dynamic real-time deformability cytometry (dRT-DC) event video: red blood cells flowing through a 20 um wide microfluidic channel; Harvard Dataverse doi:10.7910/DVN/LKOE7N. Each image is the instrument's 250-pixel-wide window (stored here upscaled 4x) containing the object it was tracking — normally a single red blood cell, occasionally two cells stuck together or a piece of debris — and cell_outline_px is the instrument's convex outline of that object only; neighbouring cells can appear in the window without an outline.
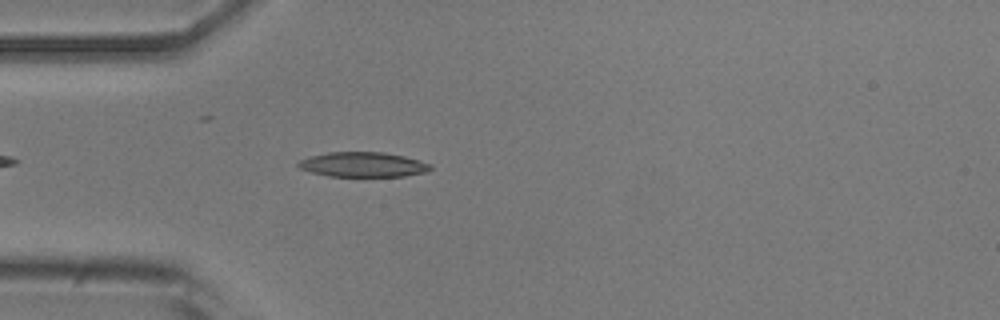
{"species": "common noctule bat (a hibernating species)", "species_latin": "Nyctalus noctula", "temperature_condition": "room temperature", "stored_images_in_passage": 3, "camera_frame_rate_fps": 3000, "um_per_image_px": 0.085, "animal": {"sex": "male", "body_mass_g": 20.5, "forearm_length_mm": 52.5}, "frame": {"image": 1, "passage_image": 3, "time_ms": 0.667, "image_size_px": [1000, 320], "cell_outline_px": [[432, 168], [428, 172], [404, 176], [328, 176], [312, 172], [300, 168], [296, 164], [300, 160], [312, 156], [328, 152], [384, 152], [404, 156], [432, 164]], "centroid_in_image_um": [30.89, 13.99], "position_along_channel_um": 54.1, "area_um2": 19.07}}